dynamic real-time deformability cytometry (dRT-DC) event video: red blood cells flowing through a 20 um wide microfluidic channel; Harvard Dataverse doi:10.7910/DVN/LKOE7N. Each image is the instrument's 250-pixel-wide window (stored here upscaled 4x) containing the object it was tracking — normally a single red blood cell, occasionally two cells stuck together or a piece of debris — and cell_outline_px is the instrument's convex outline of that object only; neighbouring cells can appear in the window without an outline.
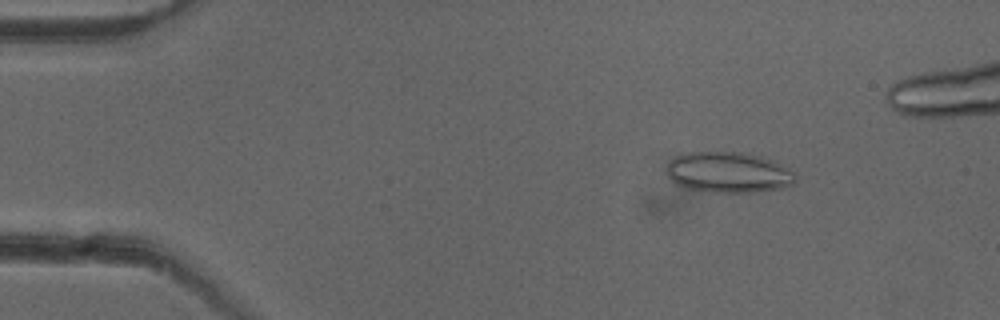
{"species": "common noctule bat (a hibernating species)", "species_latin": "Nyctalus noctula", "temperature_condition": "cold", "stored_images_in_passage": 47, "camera_frame_rate_fps": 3000, "um_per_image_px": 0.085, "animal": {"sex": "female"}, "frame": {"image": 1, "passage_image": 7, "time_ms": 2.0, "image_size_px": [1000, 320], "cell_outline_px": [[796, 180], [792, 184], [780, 188], [756, 192], [716, 192], [688, 188], [676, 184], [668, 176], [664, 168], [676, 156], [688, 152], [744, 152], [760, 156], [772, 160], [796, 172]], "centroid_in_image_um": [61.93, 14.64], "position_along_channel_um": 23.1, "area_um2": 30.58}}
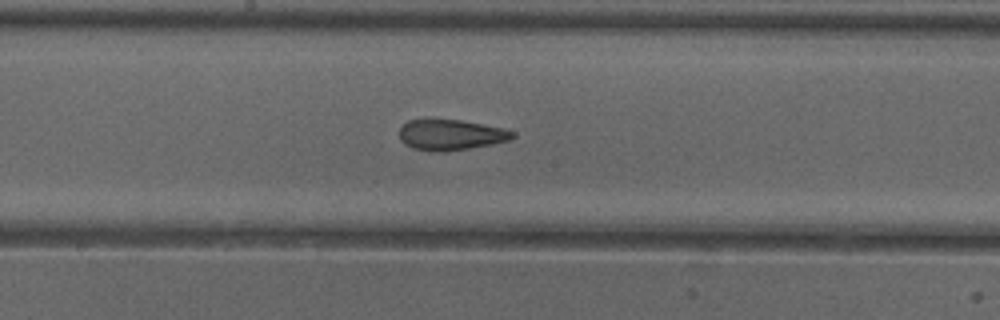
{"frame": {"image": 2, "passage_image": 27, "time_ms": 8.667, "image_size_px": [1000, 320], "cell_outline_px": [[516, 136], [508, 140], [492, 144], [444, 152], [432, 152], [412, 148], [404, 144], [400, 140], [400, 128], [408, 120], [460, 120], [504, 128], [516, 132]], "centroid_in_image_um": [38.32, 11.47], "position_along_channel_um": 209.9, "area_um2": 20.17}}
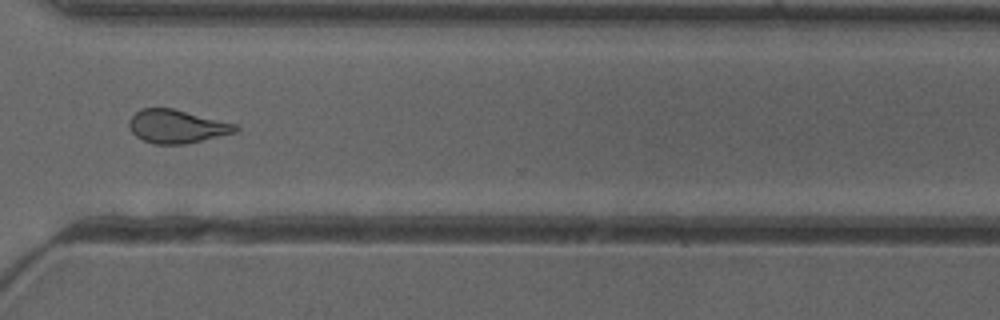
{"frame": {"image": 3, "passage_image": 38, "time_ms": 12.333, "image_size_px": [1000, 320], "cell_outline_px": [[240, 128], [236, 132], [184, 144], [156, 144], [144, 140], [136, 136], [132, 132], [128, 124], [128, 120], [140, 108], [172, 108], [236, 124]], "centroid_in_image_um": [15.0, 10.74], "position_along_channel_um": 355.6, "area_um2": 20.46}}